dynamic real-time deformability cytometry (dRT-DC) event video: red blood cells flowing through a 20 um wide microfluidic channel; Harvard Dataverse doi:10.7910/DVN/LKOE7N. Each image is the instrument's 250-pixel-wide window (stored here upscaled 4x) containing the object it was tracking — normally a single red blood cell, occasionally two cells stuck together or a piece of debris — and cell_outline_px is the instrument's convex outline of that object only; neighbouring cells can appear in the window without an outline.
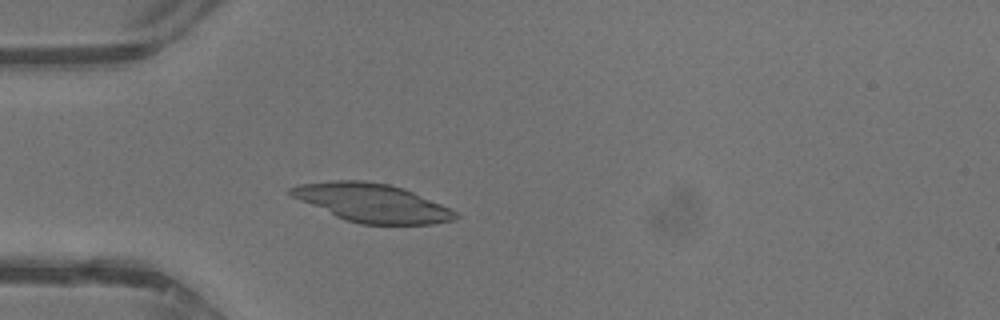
{"species": "common noctule bat (a hibernating species)", "species_latin": "Nyctalus noctula", "temperature_condition": "warm", "stored_images_in_passage": 31, "camera_frame_rate_fps": 3000, "um_per_image_px": 0.085, "animal": {"sex": "male", "body_mass_g": 13.3}, "frame": {"image": 1, "passage_image": 1, "time_ms": 0.0, "image_size_px": [1000, 320], "cell_outline_px": [[460, 216], [452, 220], [432, 224], [360, 224], [344, 220], [292, 196], [288, 192], [288, 188], [300, 184], [332, 180], [364, 180], [388, 184], [404, 188], [452, 208]], "centroid_in_image_um": [31.66, 17.23], "position_along_channel_um": 53.3, "area_um2": 36.82}}
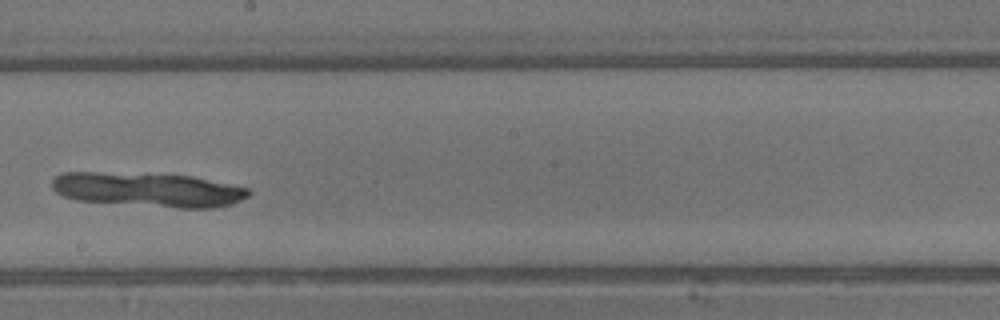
{"frame": {"image": 2, "passage_image": 13, "time_ms": 4.0, "image_size_px": [1000, 320], "cell_outline_px": [[252, 192], [248, 196], [232, 204], [216, 208], [176, 208], [76, 200], [64, 196], [56, 192], [52, 188], [52, 180], [56, 176], [64, 172], [96, 172], [192, 176], [248, 188]], "centroid_in_image_um": [12.59, 16.13], "position_along_channel_um": 235.6, "area_um2": 39.13}}
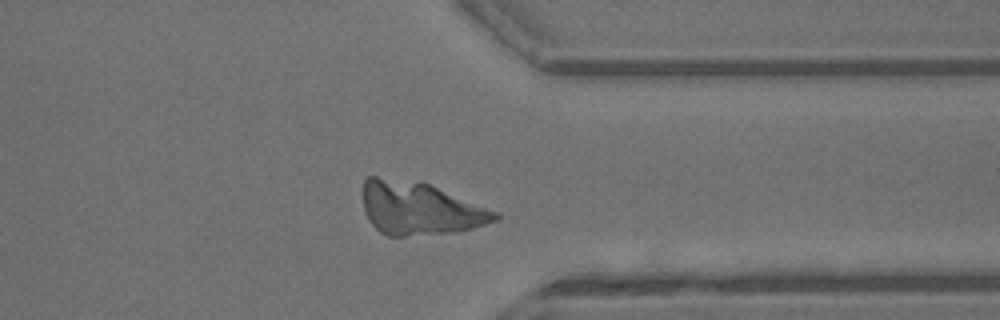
{"frame": {"image": 3, "passage_image": 22, "time_ms": 7.0, "image_size_px": [1000, 320], "cell_outline_px": [[500, 220], [472, 228], [452, 232], [404, 236], [388, 236], [380, 232], [368, 220], [364, 212], [364, 180], [368, 176], [376, 176], [428, 184], [496, 212], [500, 216]], "centroid_in_image_um": [35.64, 17.74], "position_along_channel_um": 375.8, "area_um2": 39.94}}